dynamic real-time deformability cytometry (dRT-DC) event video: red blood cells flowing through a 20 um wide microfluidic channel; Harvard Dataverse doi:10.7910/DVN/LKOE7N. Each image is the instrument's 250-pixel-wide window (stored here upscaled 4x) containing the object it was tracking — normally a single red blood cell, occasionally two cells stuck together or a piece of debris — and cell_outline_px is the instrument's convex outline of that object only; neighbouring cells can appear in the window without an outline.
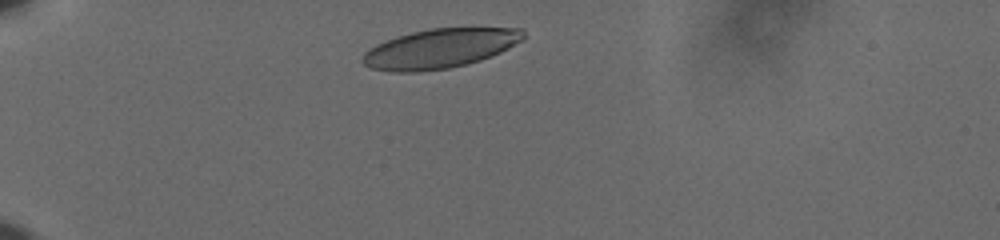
{"species": "human", "species_latin": "Homo sapiens", "temperature_condition": "cold", "stored_images_in_passage": 35, "camera_frame_rate_fps": 3000, "um_per_image_px": 0.085, "donor": {"sex": "male"}, "frame": {"image": 1, "passage_image": 1, "time_ms": 0.0, "image_size_px": [1000, 240], "cell_outline_px": [[524, 40], [500, 52], [480, 60], [448, 68], [416, 72], [392, 72], [372, 68], [364, 64], [360, 60], [364, 52], [376, 44], [396, 36], [428, 28], [524, 28]], "centroid_in_image_um": [37.37, 4.11], "position_along_channel_um": 47.6, "area_um2": 36.88}}
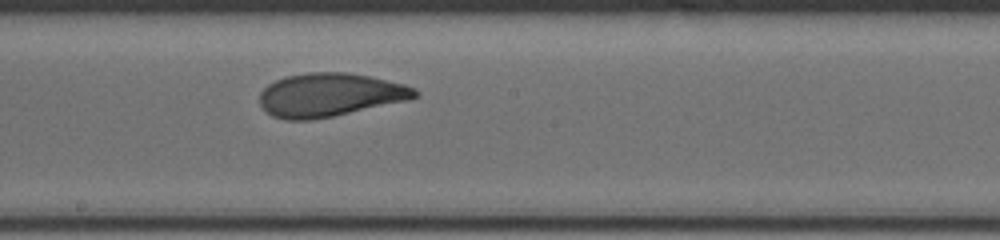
{"frame": {"image": 2, "passage_image": 19, "time_ms": 6.0, "image_size_px": [1000, 240], "cell_outline_px": [[420, 96], [408, 100], [332, 116], [308, 120], [284, 120], [272, 116], [260, 104], [260, 92], [268, 84], [284, 76], [308, 72], [344, 72], [368, 76], [404, 84], [416, 88], [420, 92]], "centroid_in_image_um": [28.03, 8.06], "position_along_channel_um": 220.2, "area_um2": 39.25}}
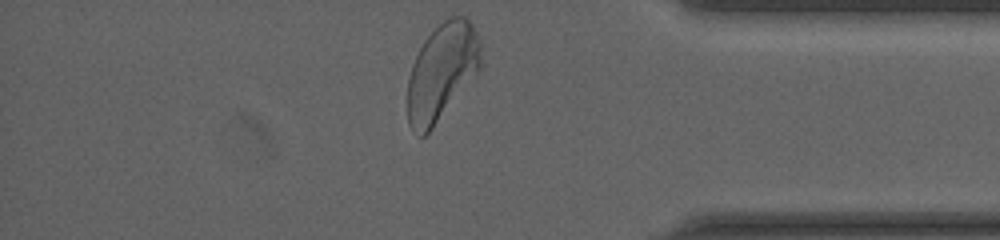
{"frame": {"image": 3, "passage_image": 35, "time_ms": 11.333, "image_size_px": [1000, 240], "cell_outline_px": [[480, 68], [432, 128], [424, 136], [420, 136], [408, 124], [408, 80], [412, 64], [424, 40], [444, 20], [452, 16], [464, 16], [472, 24], [476, 32], [480, 44]], "centroid_in_image_um": [37.54, 6.09], "position_along_channel_um": 397.7, "area_um2": 40.4}, "authors_computed_cell_mechanics": {"area_um2": 39.1884, "velocity_mm_per_s": 3.6014, "shape_relaxation_time_tau1_ms": 4.2179, "shape_relaxation_time_tau2_ms": 1.1971, "deformation_change_tau1": 0.1759, "deformation_change_tau2": 0.0768}}